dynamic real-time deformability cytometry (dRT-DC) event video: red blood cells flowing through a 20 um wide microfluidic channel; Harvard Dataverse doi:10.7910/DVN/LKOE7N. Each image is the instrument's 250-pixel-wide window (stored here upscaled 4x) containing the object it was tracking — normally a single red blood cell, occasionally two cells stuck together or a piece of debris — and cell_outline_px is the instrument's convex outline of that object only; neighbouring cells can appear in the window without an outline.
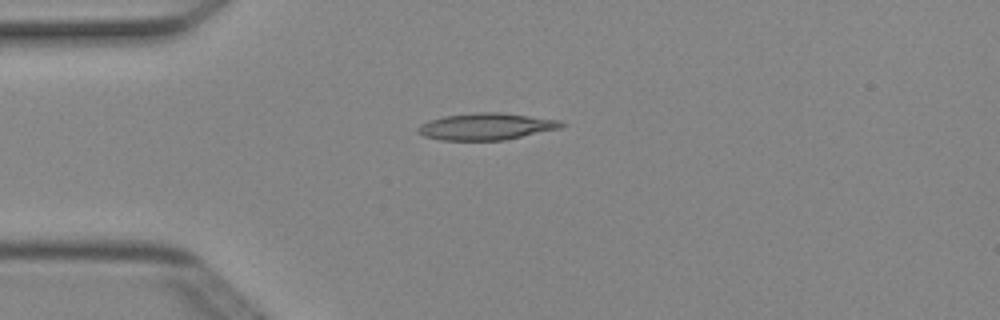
{"species": "Egyptian fruit bat (a non-hibernating species)", "species_latin": "Rousettus aegyptiacus", "temperature_condition": "cold", "stored_images_in_passage": 4, "camera_frame_rate_fps": 3000, "um_per_image_px": 0.085, "animal": {"sex": "female"}, "frame": {"image": 1, "passage_image": 4, "time_ms": 1.0, "image_size_px": [1000, 320], "cell_outline_px": [[568, 124], [560, 128], [504, 140], [440, 140], [424, 136], [416, 132], [416, 128], [420, 124], [444, 116], [476, 112], [500, 112], [560, 120]], "centroid_in_image_um": [41.32, 10.75], "position_along_channel_um": 43.7, "area_um2": 22.37}}